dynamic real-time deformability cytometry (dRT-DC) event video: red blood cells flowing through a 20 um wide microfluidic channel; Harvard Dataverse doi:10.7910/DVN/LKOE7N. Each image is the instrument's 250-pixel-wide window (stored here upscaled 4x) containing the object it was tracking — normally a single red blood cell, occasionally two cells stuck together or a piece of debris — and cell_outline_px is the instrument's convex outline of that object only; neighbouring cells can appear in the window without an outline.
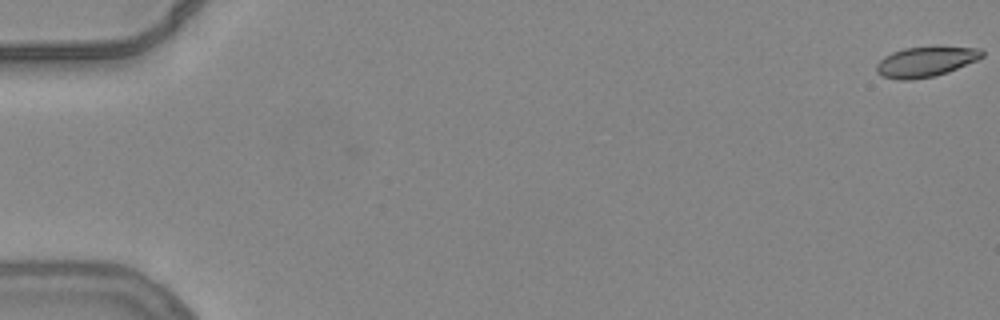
{"species": "common noctule bat (a hibernating species)", "species_latin": "Nyctalus noctula", "temperature_condition": "warm", "stored_images_in_passage": 55, "camera_frame_rate_fps": 3000, "um_per_image_px": 0.085, "animal": {"sex": "female", "body_mass_g": 24.6, "forearm_length_mm": 56.2}, "frame": {"image": 1, "passage_image": 1, "time_ms": 0.0, "image_size_px": [1000, 320], "cell_outline_px": [[984, 56], [976, 60], [948, 72], [936, 76], [912, 80], [900, 80], [884, 76], [876, 72], [876, 64], [884, 56], [892, 52], [904, 48], [980, 48], [984, 52]], "centroid_in_image_um": [78.65, 5.27], "position_along_channel_um": 6.4, "area_um2": 18.15}}
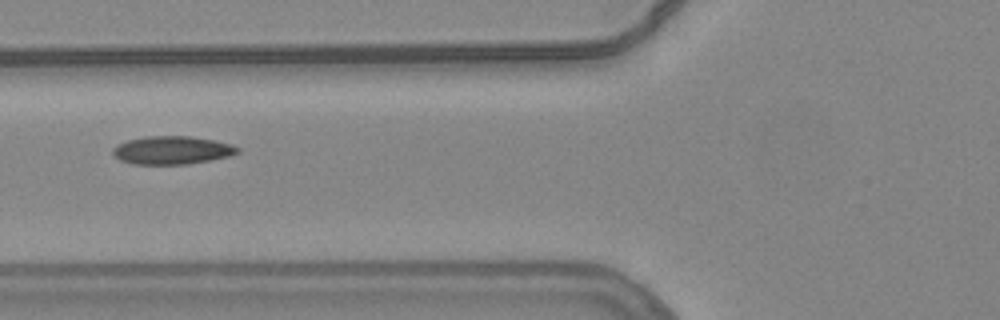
{"frame": {"image": 2, "passage_image": 23, "time_ms": 7.333, "image_size_px": [1000, 320], "cell_outline_px": [[240, 152], [228, 156], [188, 164], [132, 164], [120, 160], [112, 156], [112, 148], [116, 144], [128, 140], [144, 136], [192, 136], [216, 140], [232, 144], [240, 148]], "centroid_in_image_um": [14.59, 12.76], "position_along_channel_um": 111.2, "area_um2": 20.69}}
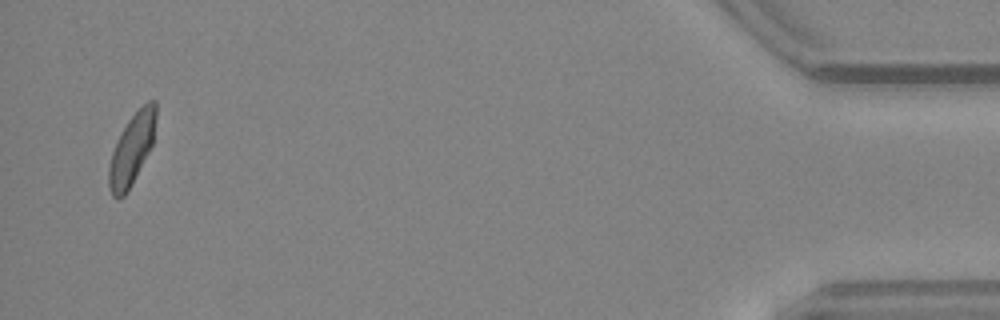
{"frame": {"image": 3, "passage_image": 54, "time_ms": 17.667, "image_size_px": [1000, 320], "cell_outline_px": [[156, 116], [152, 144], [128, 192], [124, 196], [116, 200], [112, 196], [108, 184], [108, 168], [112, 152], [120, 132], [128, 120], [148, 100], [156, 100]], "centroid_in_image_um": [11.18, 12.71], "position_along_channel_um": 424.0, "area_um2": 19.36}, "authors_computed_cell_mechanics": {"area_um2": 19.7676, "velocity_mm_per_s": 3.8248, "shape_relaxation_time_tau1_ms": 5.9446, "shape_relaxation_time_tau2_ms": 2.551, "deformation_change_tau1": 0.1707, "deformation_change_tau2": 0.0663}}